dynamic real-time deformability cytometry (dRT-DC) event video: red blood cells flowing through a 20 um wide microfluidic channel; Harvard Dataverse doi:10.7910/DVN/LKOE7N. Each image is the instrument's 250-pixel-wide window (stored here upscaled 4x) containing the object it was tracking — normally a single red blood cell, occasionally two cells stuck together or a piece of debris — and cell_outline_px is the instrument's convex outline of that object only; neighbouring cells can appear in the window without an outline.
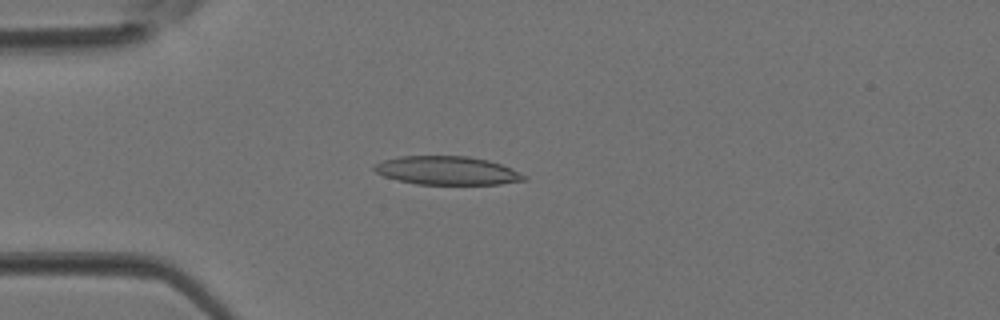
{"species": "Egyptian fruit bat (a non-hibernating species)", "species_latin": "Rousettus aegyptiacus", "temperature_condition": "room temperature", "stored_images_in_passage": 3, "camera_frame_rate_fps": 3000, "um_per_image_px": 0.085, "animal": {"sex": "female"}, "frame": {"image": 1, "passage_image": 3, "time_ms": 0.667, "image_size_px": [1000, 320], "cell_outline_px": [[528, 180], [500, 184], [416, 184], [384, 176], [376, 172], [372, 168], [376, 164], [384, 160], [400, 156], [468, 156], [488, 160], [512, 168], [528, 176]], "centroid_in_image_um": [38.06, 14.5], "position_along_channel_um": 46.9, "area_um2": 24.85}}